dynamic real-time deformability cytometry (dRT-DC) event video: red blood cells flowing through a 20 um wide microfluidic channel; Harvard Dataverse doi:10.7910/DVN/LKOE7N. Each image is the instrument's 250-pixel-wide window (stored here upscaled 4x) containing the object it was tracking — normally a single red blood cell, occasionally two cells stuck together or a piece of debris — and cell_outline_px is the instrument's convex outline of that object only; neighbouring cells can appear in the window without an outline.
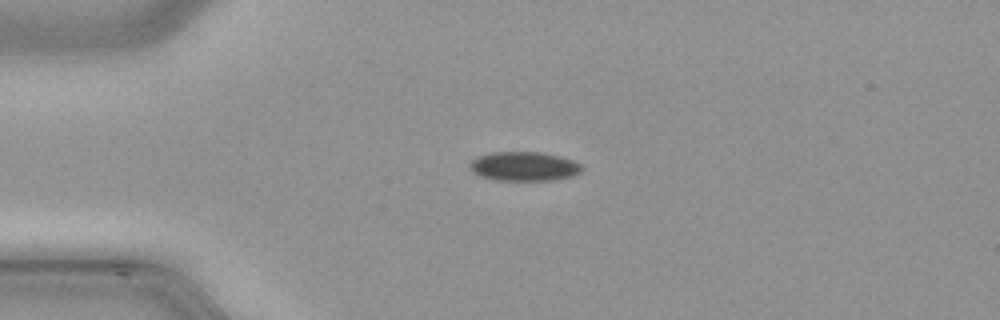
{"species": "common noctule bat (a hibernating species)", "species_latin": "Nyctalus noctula", "temperature_condition": "cold", "stored_images_in_passage": 48, "camera_frame_rate_fps": 3000, "um_per_image_px": 0.085, "animal": {"sex": "male", "body_mass_g": 21.5, "forearm_length_mm": 52.0}, "frame": {"image": 1, "passage_image": 11, "time_ms": 3.333, "image_size_px": [1000, 320], "cell_outline_px": [[584, 168], [580, 172], [572, 176], [552, 180], [496, 180], [480, 176], [472, 172], [468, 168], [468, 164], [472, 160], [480, 156], [492, 152], [540, 152], [560, 156], [572, 160], [580, 164]], "centroid_in_image_um": [44.52, 14.14], "position_along_channel_um": 40.5, "area_um2": 19.07}}
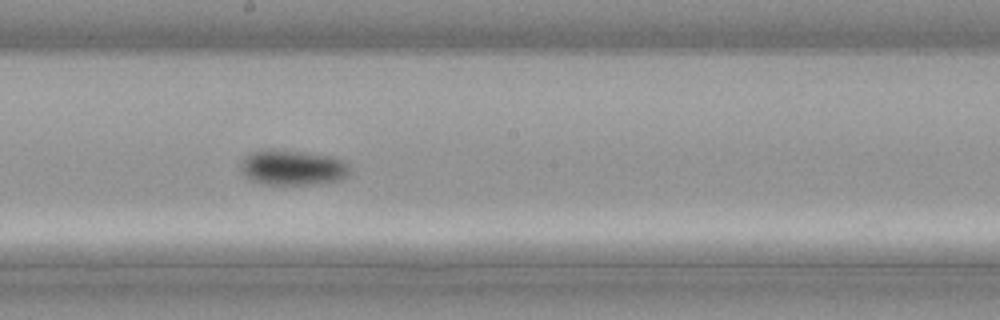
{"frame": {"image": 2, "passage_image": 26, "time_ms": 8.333, "image_size_px": [1000, 320], "cell_outline_px": [[348, 176], [340, 180], [312, 184], [260, 184], [244, 176], [240, 172], [240, 164], [244, 156], [260, 148], [272, 148], [304, 152], [328, 156], [340, 160], [348, 164]], "centroid_in_image_um": [24.77, 14.23], "position_along_channel_um": 223.4, "area_um2": 22.6}}
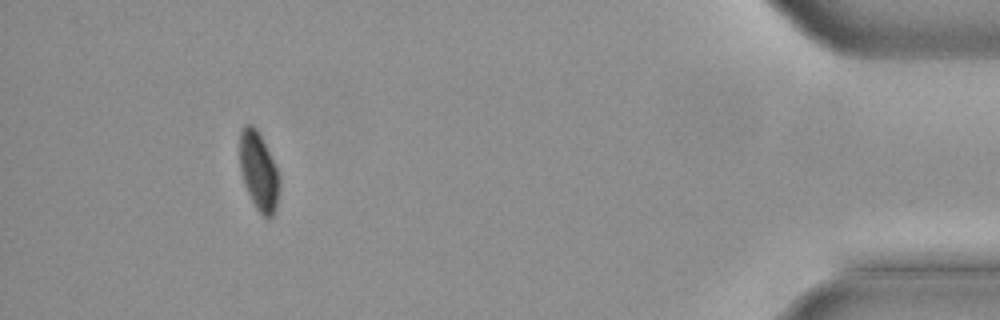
{"frame": {"image": 3, "passage_image": 44, "time_ms": 14.333, "image_size_px": [1000, 320], "cell_outline_px": [[280, 188], [276, 208], [272, 216], [268, 220], [264, 220], [256, 208], [244, 184], [240, 168], [240, 132], [244, 124], [252, 124], [256, 128], [280, 176]], "centroid_in_image_um": [22.0, 14.62], "position_along_channel_um": 413.2, "area_um2": 18.09}}